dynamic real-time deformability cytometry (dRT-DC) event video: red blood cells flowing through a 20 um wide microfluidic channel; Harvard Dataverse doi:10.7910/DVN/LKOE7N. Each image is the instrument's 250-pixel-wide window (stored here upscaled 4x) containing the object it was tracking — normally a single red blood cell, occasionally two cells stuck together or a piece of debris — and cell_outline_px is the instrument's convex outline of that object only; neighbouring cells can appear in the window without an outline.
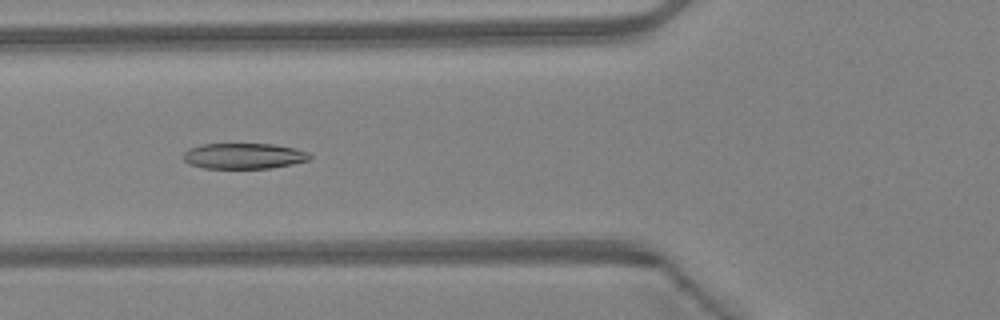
{"species": "Egyptian fruit bat (a non-hibernating species)", "species_latin": "Rousettus aegyptiacus", "temperature_condition": "warm", "stored_images_in_passage": 47, "camera_frame_rate_fps": 3000, "um_per_image_px": 0.085, "animal": {"sex": "female"}, "frame": {"image": 1, "passage_image": 18, "time_ms": 5.667, "image_size_px": [1000, 320], "cell_outline_px": [[312, 160], [272, 168], [204, 168], [188, 164], [184, 160], [184, 152], [188, 148], [200, 144], [276, 144], [296, 148], [308, 152], [312, 156]], "centroid_in_image_um": [20.76, 13.25], "position_along_channel_um": 105.0, "area_um2": 19.19}}
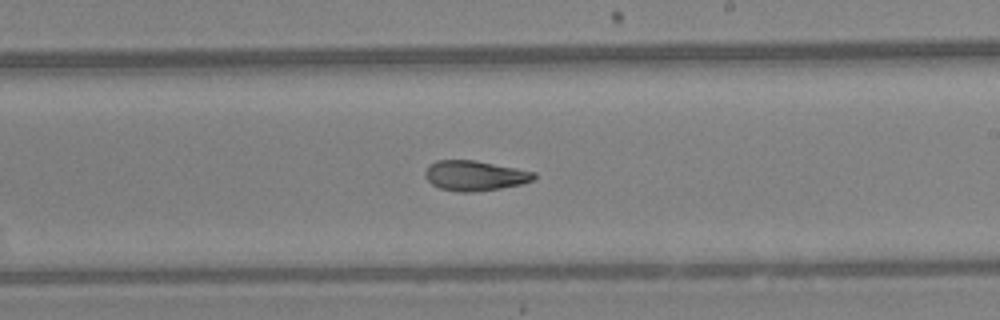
{"frame": {"image": 2, "passage_image": 28, "time_ms": 9.0, "image_size_px": [1000, 320], "cell_outline_px": [[536, 176], [532, 180], [524, 184], [500, 188], [472, 192], [460, 192], [440, 188], [432, 184], [424, 176], [424, 172], [436, 160], [476, 160], [536, 172]], "centroid_in_image_um": [40.38, 14.93], "position_along_channel_um": 248.6, "area_um2": 19.02}}
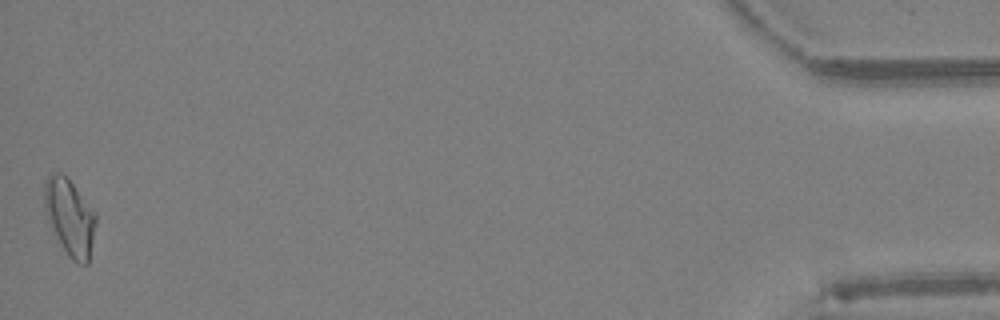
{"frame": {"image": 3, "passage_image": 47, "time_ms": 15.333, "image_size_px": [1000, 320], "cell_outline_px": [[96, 224], [88, 264], [76, 264], [68, 256], [52, 232], [44, 208], [44, 184], [48, 176], [56, 172], [60, 172], [72, 184], [96, 212]], "centroid_in_image_um": [5.92, 18.5], "position_along_channel_um": 429.3, "area_um2": 22.95}, "authors_computed_cell_mechanics": {"area_um2": 19.941, "velocity_mm_per_s": 4.322, "shape_relaxation_time_tau1_ms": 5.8304, "shape_relaxation_time_tau2_ms": 2.5617, "deformation_change_tau1": 0.1865, "deformation_change_tau2": 0.1004}}